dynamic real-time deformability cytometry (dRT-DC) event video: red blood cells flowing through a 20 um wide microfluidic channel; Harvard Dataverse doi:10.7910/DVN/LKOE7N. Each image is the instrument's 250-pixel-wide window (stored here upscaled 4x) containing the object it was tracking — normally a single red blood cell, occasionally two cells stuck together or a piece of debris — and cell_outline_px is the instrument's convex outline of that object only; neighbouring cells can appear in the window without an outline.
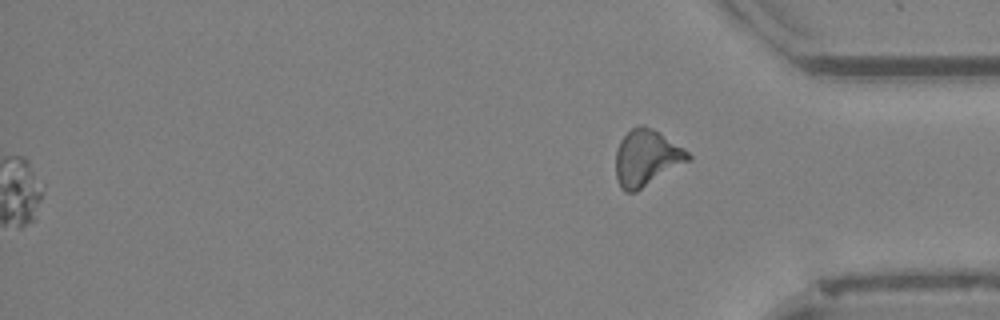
{"species": "Egyptian fruit bat (a non-hibernating species)", "species_latin": "Rousettus aegyptiacus", "temperature_condition": "cold", "stored_images_in_passage": 56, "segment_of_instrument_passage": [2, 2], "camera_frame_rate_fps": 3000, "um_per_image_px": 0.085, "animal": {"sex": "female"}, "frame": {"image": 1, "passage_image": 56, "time_ms": 18.333, "image_size_px": [1000, 320], "cell_outline_px": [[692, 160], [636, 192], [624, 192], [620, 188], [616, 176], [616, 152], [620, 140], [632, 128], [644, 124], [652, 128], [684, 148], [692, 156]], "centroid_in_image_um": [54.97, 13.44], "position_along_channel_um": 380.2, "area_um2": 23.87}}